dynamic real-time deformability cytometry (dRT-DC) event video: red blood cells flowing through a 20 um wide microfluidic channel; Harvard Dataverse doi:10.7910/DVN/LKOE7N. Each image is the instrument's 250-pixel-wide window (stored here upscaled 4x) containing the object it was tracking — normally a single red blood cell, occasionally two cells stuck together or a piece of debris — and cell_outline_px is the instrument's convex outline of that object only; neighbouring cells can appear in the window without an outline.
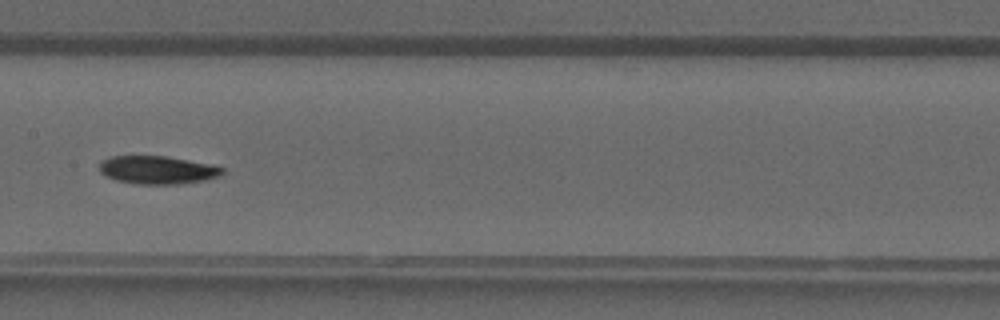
{"species": "common noctule bat (a hibernating species)", "species_latin": "Nyctalus noctula", "temperature_condition": "warm", "stored_images_in_passage": 25, "camera_frame_rate_fps": 3000, "um_per_image_px": 0.085, "animal": {"sex": "male", "forearm_length_mm": 52.5}, "frame": {"image": 1, "passage_image": 8, "time_ms": 2.333, "image_size_px": [1000, 320], "cell_outline_px": [[224, 172], [220, 176], [204, 180], [180, 184], [132, 184], [116, 180], [100, 172], [100, 160], [112, 156], [164, 156], [212, 164], [224, 168]], "centroid_in_image_um": [13.39, 14.45], "position_along_channel_um": 194.0, "area_um2": 20.17}}
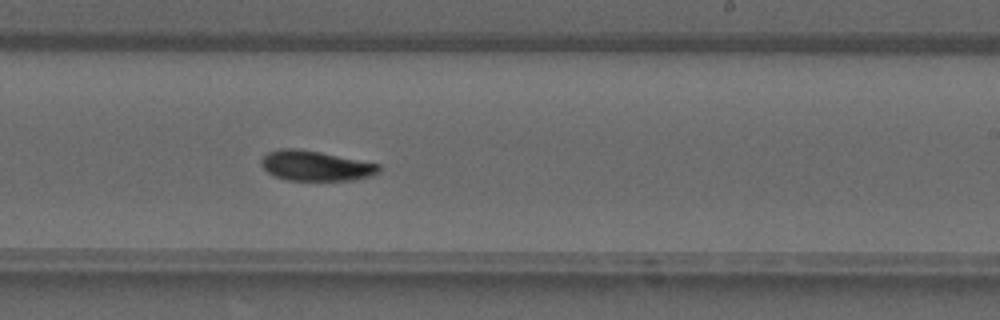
{"frame": {"image": 2, "passage_image": 12, "time_ms": 3.667, "image_size_px": [1000, 320], "cell_outline_px": [[380, 168], [372, 176], [352, 180], [288, 180], [276, 176], [268, 172], [260, 164], [260, 160], [268, 152], [280, 148], [296, 148], [320, 152], [380, 164]], "centroid_in_image_um": [26.8, 14.08], "position_along_channel_um": 262.2, "area_um2": 20.46}}
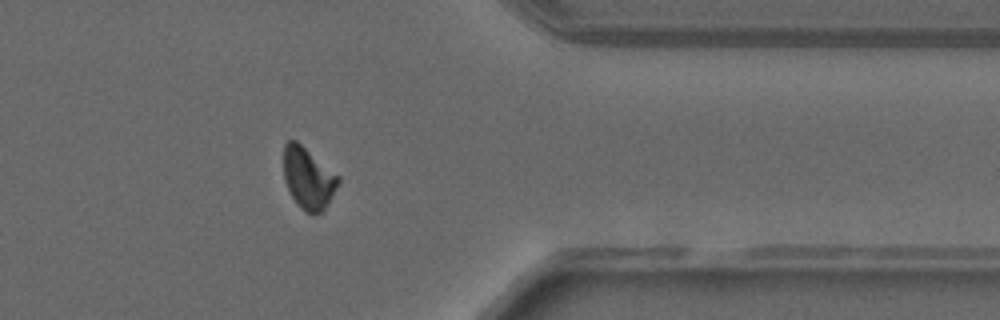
{"frame": {"image": 3, "passage_image": 20, "time_ms": 6.333, "image_size_px": [1000, 320], "cell_outline_px": [[340, 180], [324, 208], [320, 212], [304, 212], [296, 204], [284, 180], [284, 144], [288, 140], [296, 140], [340, 176]], "centroid_in_image_um": [26.18, 15.11], "position_along_channel_um": 385.2, "area_um2": 19.25}}